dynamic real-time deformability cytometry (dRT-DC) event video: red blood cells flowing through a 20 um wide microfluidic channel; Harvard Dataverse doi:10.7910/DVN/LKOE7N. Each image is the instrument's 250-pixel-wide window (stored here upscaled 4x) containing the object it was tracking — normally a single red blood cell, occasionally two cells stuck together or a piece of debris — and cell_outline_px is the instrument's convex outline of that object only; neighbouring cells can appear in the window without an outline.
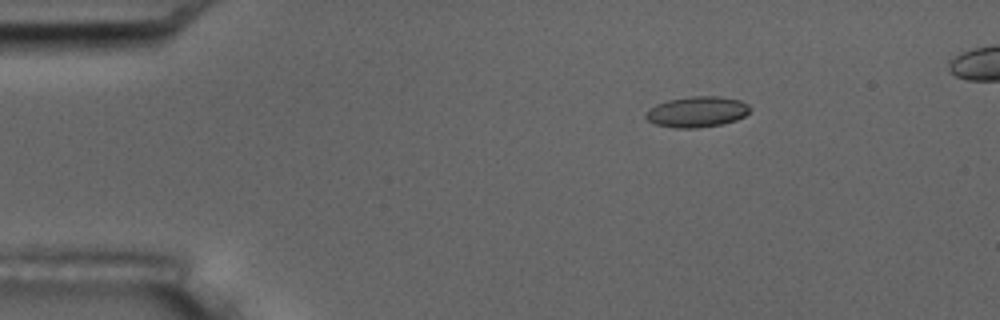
{"species": "common noctule bat (a hibernating species)", "species_latin": "Nyctalus noctula", "temperature_condition": "room temperature", "stored_images_in_passage": 4, "segment_of_instrument_passage": [1, 2], "camera_frame_rate_fps": 3000, "um_per_image_px": 0.085, "animal": {"sex": "male", "body_mass_g": 17.5, "forearm_length_mm": 52.3}, "frame": {"image": 1, "passage_image": 1, "time_ms": 0.0, "image_size_px": [1000, 320], "cell_outline_px": [[752, 108], [744, 116], [736, 120], [720, 124], [696, 128], [672, 128], [656, 124], [648, 120], [644, 116], [656, 104], [668, 100], [692, 96], [720, 96], [740, 100], [748, 104]], "centroid_in_image_um": [59.27, 9.5], "position_along_channel_um": 25.7, "area_um2": 18.55}}